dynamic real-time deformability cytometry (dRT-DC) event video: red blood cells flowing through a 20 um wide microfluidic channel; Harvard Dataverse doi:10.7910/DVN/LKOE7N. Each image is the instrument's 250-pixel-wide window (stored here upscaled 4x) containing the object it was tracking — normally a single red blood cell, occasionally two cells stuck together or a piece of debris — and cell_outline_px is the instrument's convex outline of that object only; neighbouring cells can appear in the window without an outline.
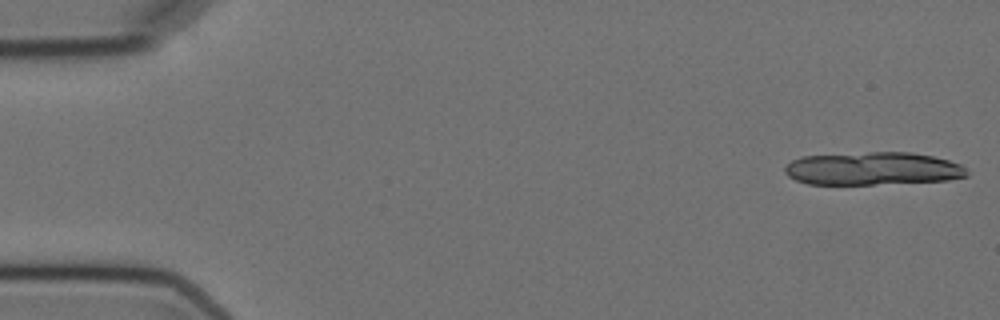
{"species": "Egyptian fruit bat (a non-hibernating species)", "species_latin": "Rousettus aegyptiacus", "temperature_condition": "cold", "stored_images_in_passage": 4, "segment_of_instrument_passage": [1, 2], "camera_frame_rate_fps": 3000, "um_per_image_px": 0.085, "animal": {"sex": "female"}, "frame": {"image": 1, "passage_image": 1, "time_ms": 0.0, "image_size_px": [1000, 320], "cell_outline_px": [[968, 176], [948, 180], [872, 184], [808, 184], [796, 180], [788, 176], [784, 172], [784, 168], [792, 160], [800, 156], [868, 152], [912, 152], [932, 156], [948, 160], [960, 164], [968, 172]], "centroid_in_image_um": [74.16, 14.32], "position_along_channel_um": 10.8, "area_um2": 34.97}}